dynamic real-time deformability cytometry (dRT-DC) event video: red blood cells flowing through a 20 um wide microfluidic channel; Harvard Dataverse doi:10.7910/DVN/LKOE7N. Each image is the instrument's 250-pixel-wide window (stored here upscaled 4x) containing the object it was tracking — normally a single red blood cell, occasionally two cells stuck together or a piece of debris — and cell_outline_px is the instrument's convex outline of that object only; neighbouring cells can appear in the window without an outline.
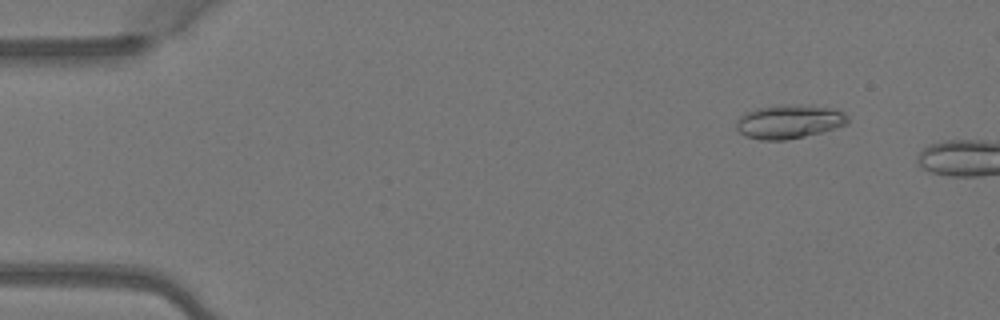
{"species": "Egyptian fruit bat (a non-hibernating species)", "species_latin": "Rousettus aegyptiacus", "temperature_condition": "warm", "stored_images_in_passage": 5, "camera_frame_rate_fps": 3000, "um_per_image_px": 0.085, "animal": {"sex": "female"}, "frame": {"image": 1, "passage_image": 2, "time_ms": 0.333, "image_size_px": [1000, 320], "cell_outline_px": [[848, 124], [836, 128], [804, 136], [784, 140], [760, 140], [744, 136], [736, 128], [736, 120], [744, 112], [756, 108], [784, 104], [836, 108], [844, 112], [848, 116]], "centroid_in_image_um": [67.06, 10.33], "position_along_channel_um": 17.9, "area_um2": 22.08}}